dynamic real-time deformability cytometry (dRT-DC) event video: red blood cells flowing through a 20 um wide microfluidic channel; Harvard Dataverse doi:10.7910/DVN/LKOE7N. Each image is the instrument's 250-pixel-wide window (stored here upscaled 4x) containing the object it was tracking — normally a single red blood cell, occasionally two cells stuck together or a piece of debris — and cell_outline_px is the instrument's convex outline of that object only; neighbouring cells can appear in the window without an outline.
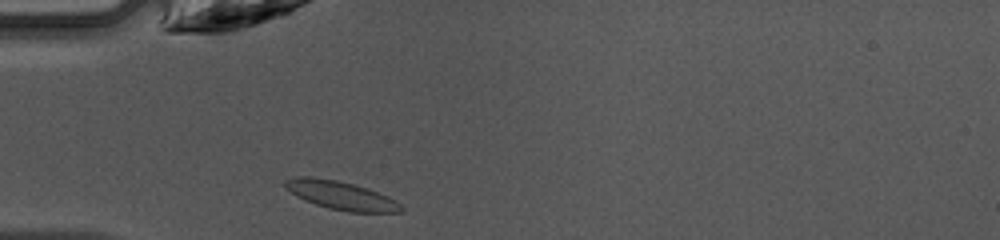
{"species": "common noctule bat (a hibernating species)", "species_latin": "Nyctalus noctula", "temperature_condition": "warm", "stored_images_in_passage": 23, "camera_frame_rate_fps": 3000, "um_per_image_px": 0.085, "animal": {"sex": "female", "body_mass_g": 10.0, "forearm_length_mm": 53.1}, "frame": {"image": 1, "passage_image": 1, "time_ms": 0.0, "image_size_px": [1000, 240], "cell_outline_px": [[404, 208], [400, 212], [348, 212], [328, 208], [304, 200], [296, 196], [284, 184], [284, 180], [296, 176], [312, 176], [336, 180], [368, 188], [388, 196], [396, 200]], "centroid_in_image_um": [28.99, 16.6], "position_along_channel_um": 56.0, "area_um2": 19.19}}
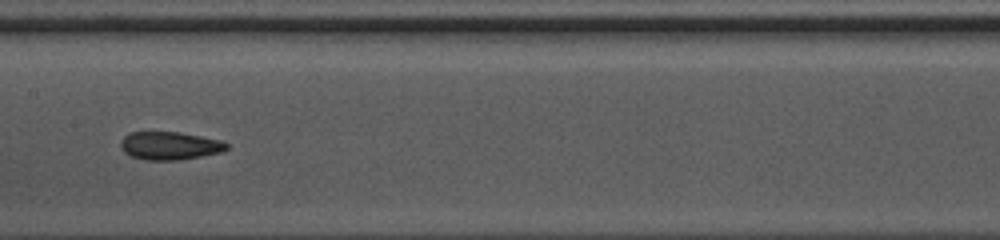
{"frame": {"image": 2, "passage_image": 11, "time_ms": 3.333, "image_size_px": [1000, 240], "cell_outline_px": [[228, 148], [220, 152], [200, 156], [176, 160], [144, 160], [132, 156], [124, 152], [120, 148], [120, 140], [128, 132], [180, 132], [224, 140], [228, 144]], "centroid_in_image_um": [14.41, 12.37], "position_along_channel_um": 193.0, "area_um2": 17.46}}
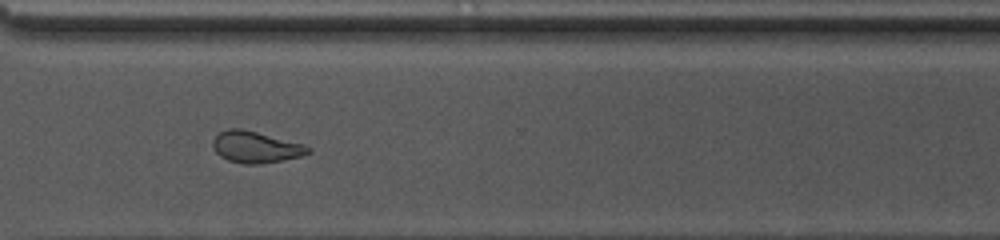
{"frame": {"image": 3, "passage_image": 22, "time_ms": 7.0, "image_size_px": [1000, 240], "cell_outline_px": [[312, 152], [300, 156], [284, 160], [260, 164], [244, 164], [228, 160], [220, 156], [216, 152], [212, 144], [212, 140], [220, 132], [228, 128], [244, 128], [304, 144], [312, 148]], "centroid_in_image_um": [21.75, 12.49], "position_along_channel_um": 348.8, "area_um2": 17.69}}